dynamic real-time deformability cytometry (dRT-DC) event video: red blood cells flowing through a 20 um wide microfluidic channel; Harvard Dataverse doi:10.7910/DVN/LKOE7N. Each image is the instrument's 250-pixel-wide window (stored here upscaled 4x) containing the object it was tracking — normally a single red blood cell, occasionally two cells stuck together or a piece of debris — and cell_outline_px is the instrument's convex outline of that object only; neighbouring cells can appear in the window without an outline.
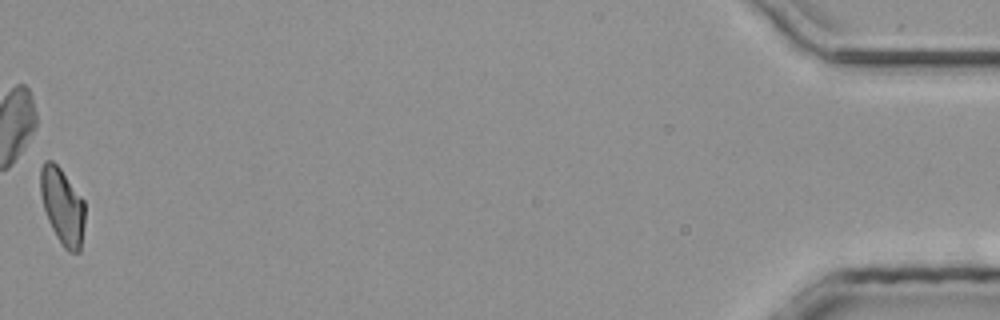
{"species": "common noctule bat (a hibernating species)", "species_latin": "Nyctalus noctula", "temperature_condition": "room temperature", "stored_images_in_passage": 41, "camera_frame_rate_fps": 3000, "um_per_image_px": 0.085, "animal": {"sex": "male", "body_mass_g": 20.4}, "frame": {"image": 1, "passage_image": 41, "time_ms": 13.333, "image_size_px": [1000, 320], "cell_outline_px": [[84, 224], [80, 252], [68, 252], [64, 248], [56, 236], [48, 220], [40, 196], [40, 168], [44, 160], [52, 160], [60, 168], [84, 200]], "centroid_in_image_um": [5.29, 17.52], "position_along_channel_um": 429.9, "area_um2": 19.77}}